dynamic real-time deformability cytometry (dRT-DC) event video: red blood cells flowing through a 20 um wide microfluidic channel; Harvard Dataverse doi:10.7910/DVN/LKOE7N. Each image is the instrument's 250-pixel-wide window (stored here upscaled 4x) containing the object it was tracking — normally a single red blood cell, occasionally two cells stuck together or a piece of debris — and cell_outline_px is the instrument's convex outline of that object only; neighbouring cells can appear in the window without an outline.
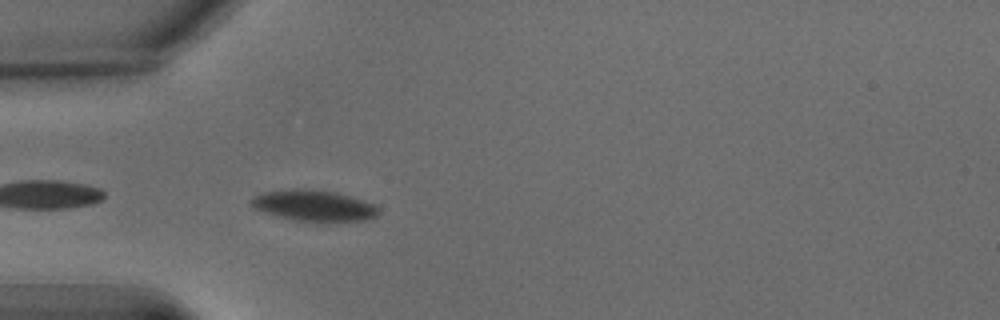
{"species": "common noctule bat (a hibernating species)", "species_latin": "Nyctalus noctula", "temperature_condition": "warm", "stored_images_in_passage": 8, "camera_frame_rate_fps": 3000, "um_per_image_px": 0.085, "animal": {"sex": "male", "body_mass_g": 15.6}, "frame": {"image": 1, "passage_image": 4, "time_ms": 1.0, "image_size_px": [1000, 320], "cell_outline_px": [[380, 212], [376, 216], [368, 220], [292, 220], [276, 216], [256, 208], [248, 200], [252, 196], [260, 192], [292, 188], [308, 188], [336, 192], [372, 204], [380, 208]], "centroid_in_image_um": [26.62, 17.44], "position_along_channel_um": 58.4, "area_um2": 22.77}}